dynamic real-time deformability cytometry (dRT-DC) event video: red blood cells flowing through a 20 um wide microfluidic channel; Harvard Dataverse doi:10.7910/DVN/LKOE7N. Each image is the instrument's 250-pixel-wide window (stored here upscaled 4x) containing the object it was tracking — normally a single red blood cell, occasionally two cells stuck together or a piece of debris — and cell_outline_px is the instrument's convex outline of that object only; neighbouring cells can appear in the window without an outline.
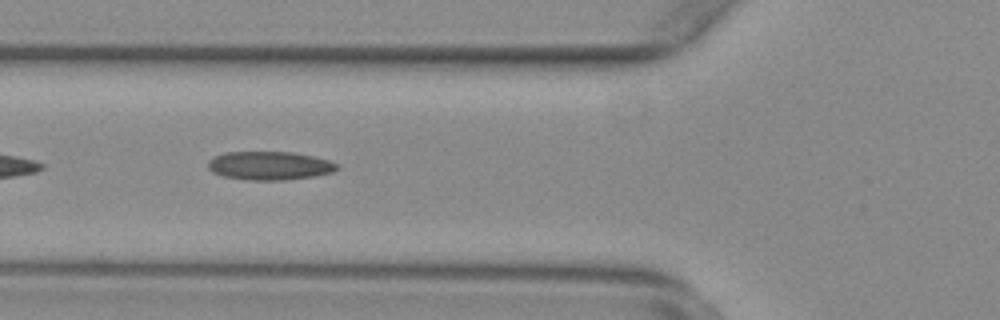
{"species": "common noctule bat (a hibernating species)", "species_latin": "Nyctalus noctula", "temperature_condition": "warm", "stored_images_in_passage": 7, "camera_frame_rate_fps": 3000, "um_per_image_px": 0.085, "animal": {"sex": "female", "body_mass_g": 29.2, "forearm_length_mm": 56.3}, "frame": {"image": 1, "passage_image": 5, "time_ms": 1.333, "image_size_px": [1000, 320], "cell_outline_px": [[340, 168], [332, 172], [316, 176], [284, 180], [248, 180], [220, 176], [212, 172], [208, 168], [208, 160], [212, 156], [224, 152], [292, 152], [312, 156], [328, 160], [340, 164]], "centroid_in_image_um": [22.89, 14.08], "position_along_channel_um": 102.9, "area_um2": 21.73}}